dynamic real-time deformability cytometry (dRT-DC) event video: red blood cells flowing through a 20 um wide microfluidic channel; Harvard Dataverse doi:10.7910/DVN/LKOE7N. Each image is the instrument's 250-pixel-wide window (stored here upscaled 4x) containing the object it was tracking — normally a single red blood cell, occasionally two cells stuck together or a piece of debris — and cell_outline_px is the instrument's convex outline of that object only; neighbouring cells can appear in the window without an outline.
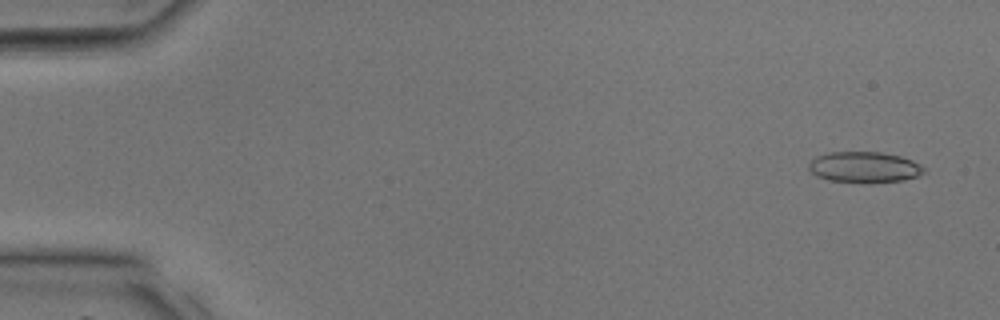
{"species": "common noctule bat (a hibernating species)", "species_latin": "Nyctalus noctula", "temperature_condition": "room temperature", "stored_images_in_passage": 11, "camera_frame_rate_fps": 3000, "um_per_image_px": 0.085, "animal": {"sex": "male", "body_mass_g": 17.9, "forearm_length_mm": 54.2}, "frame": {"image": 1, "passage_image": 2, "time_ms": 0.333, "image_size_px": [1000, 320], "cell_outline_px": [[924, 172], [916, 176], [904, 180], [868, 184], [828, 180], [816, 176], [808, 168], [808, 164], [816, 156], [828, 152], [880, 152], [900, 156], [912, 160], [920, 164], [924, 168]], "centroid_in_image_um": [73.45, 14.22], "position_along_channel_um": 11.6, "area_um2": 20.98}}